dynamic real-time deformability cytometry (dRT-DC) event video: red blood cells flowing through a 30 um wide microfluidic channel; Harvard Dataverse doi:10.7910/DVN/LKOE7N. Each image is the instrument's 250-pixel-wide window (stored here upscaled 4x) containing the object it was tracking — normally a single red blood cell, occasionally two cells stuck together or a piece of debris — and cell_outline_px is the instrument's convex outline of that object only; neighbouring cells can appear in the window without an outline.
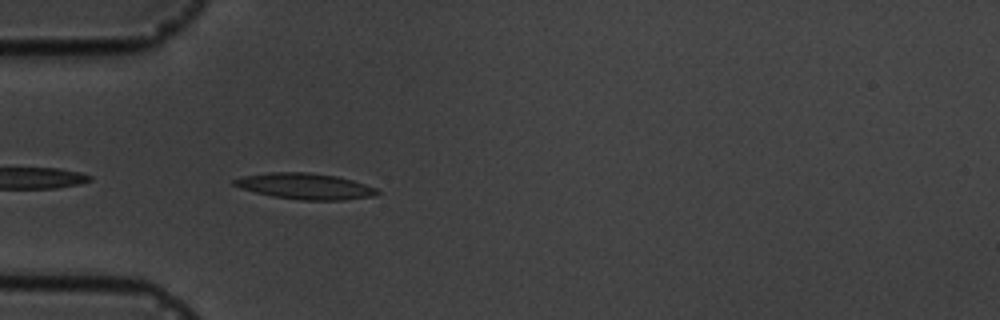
{"species": "common noctule bat (a hibernating species)", "species_latin": "Nyctalus noctula", "temperature_condition": "cold", "stored_images_in_passage": 5, "camera_frame_rate_fps": 3000, "um_per_image_px": 0.085, "animal": {"sex": "male", "body_mass_g": 19.5, "forearm_length_mm": 54.6}, "frame": {"image": 1, "passage_image": 5, "time_ms": 4.667, "image_size_px": [1000, 320], "cell_outline_px": [[380, 192], [372, 196], [344, 200], [300, 200], [272, 196], [256, 192], [232, 184], [232, 180], [244, 176], [268, 172], [308, 172], [336, 176], [352, 180], [376, 188]], "centroid_in_image_um": [25.94, 15.82], "position_along_channel_um": 59.1, "area_um2": 21.44}}